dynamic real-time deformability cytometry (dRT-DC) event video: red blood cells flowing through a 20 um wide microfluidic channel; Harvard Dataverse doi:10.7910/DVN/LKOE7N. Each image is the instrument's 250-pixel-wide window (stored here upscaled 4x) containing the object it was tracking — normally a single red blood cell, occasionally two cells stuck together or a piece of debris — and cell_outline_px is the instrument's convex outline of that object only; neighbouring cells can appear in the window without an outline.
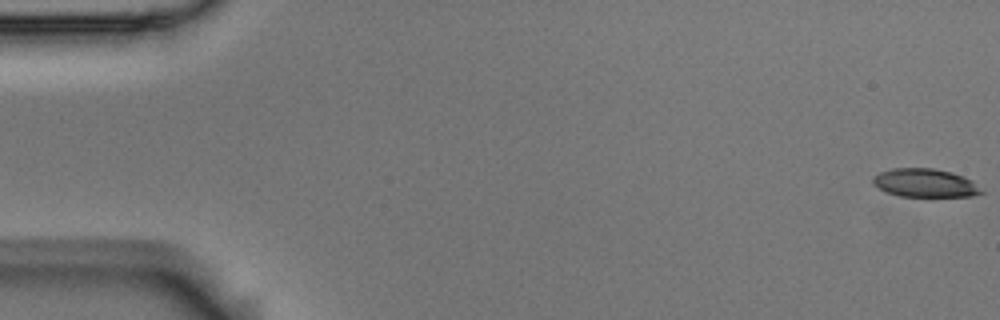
{"species": "Egyptian fruit bat (a non-hibernating species)", "species_latin": "Rousettus aegyptiacus", "temperature_condition": "room temperature", "stored_images_in_passage": 56, "camera_frame_rate_fps": 3000, "um_per_image_px": 0.085, "animal": {"sex": "male"}, "frame": {"image": 1, "passage_image": 1, "time_ms": 0.0, "image_size_px": [1000, 320], "cell_outline_px": [[984, 192], [972, 196], [900, 196], [884, 192], [872, 184], [872, 176], [880, 172], [892, 168], [932, 168], [952, 172], [972, 180]], "centroid_in_image_um": [78.58, 15.55], "position_along_channel_um": 6.4, "area_um2": 18.03}}
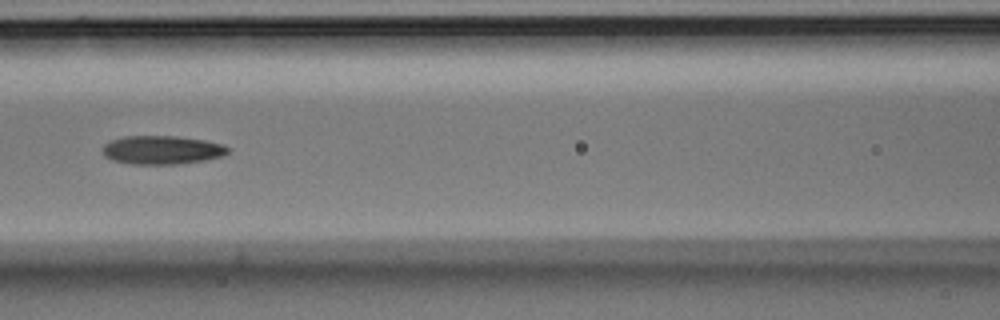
{"frame": {"image": 2, "passage_image": 25, "time_ms": 8.0, "image_size_px": [1000, 320], "cell_outline_px": [[228, 152], [220, 156], [204, 160], [176, 164], [132, 164], [112, 160], [104, 156], [100, 148], [104, 144], [112, 140], [124, 136], [176, 136], [204, 140], [224, 144], [228, 148]], "centroid_in_image_um": [13.71, 12.74], "position_along_channel_um": 152.9, "area_um2": 20.87}}
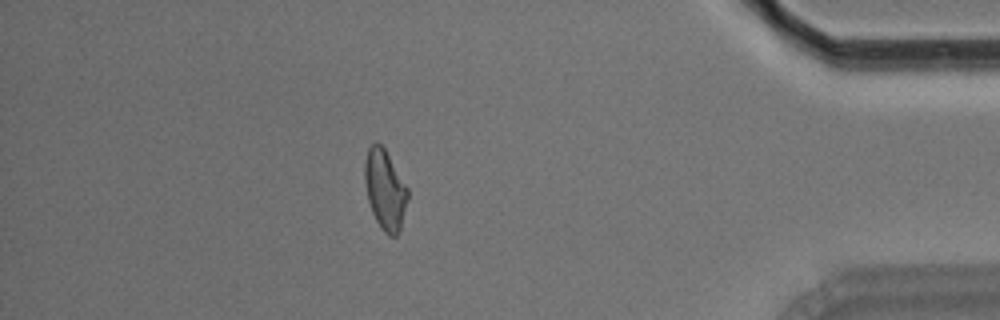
{"frame": {"image": 3, "passage_image": 49, "time_ms": 16.0, "image_size_px": [1000, 320], "cell_outline_px": [[408, 200], [400, 232], [396, 236], [388, 236], [384, 232], [376, 220], [372, 212], [368, 200], [364, 180], [364, 164], [368, 148], [376, 140], [384, 148], [408, 188]], "centroid_in_image_um": [32.73, 16.14], "position_along_channel_um": 402.5, "area_um2": 20.11}, "authors_computed_cell_mechanics": {"area_um2": 20.0855, "velocity_mm_per_s": 3.6432, "shape_relaxation_time_tau1_ms": null, "shape_relaxation_time_tau2_ms": 3.3549, "deformation_change_tau1": null, "deformation_change_tau2": 0.1276}}